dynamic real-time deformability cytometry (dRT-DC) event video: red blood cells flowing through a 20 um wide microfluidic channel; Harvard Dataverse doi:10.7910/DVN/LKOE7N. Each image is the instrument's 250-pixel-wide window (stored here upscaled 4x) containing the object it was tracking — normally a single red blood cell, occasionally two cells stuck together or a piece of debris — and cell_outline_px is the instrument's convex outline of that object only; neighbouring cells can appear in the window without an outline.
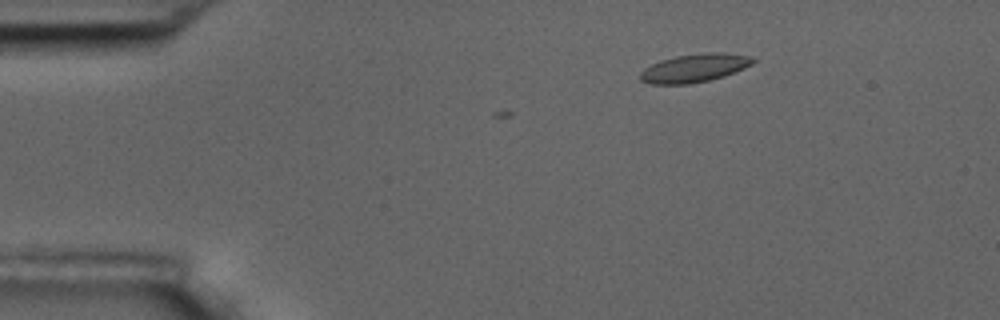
{"species": "common noctule bat (a hibernating species)", "species_latin": "Nyctalus noctula", "temperature_condition": "room temperature", "stored_images_in_passage": 4, "camera_frame_rate_fps": 3000, "um_per_image_px": 0.085, "animal": {"sex": "male", "body_mass_g": 17.5, "forearm_length_mm": 52.3}, "frame": {"image": 1, "passage_image": 2, "time_ms": 1.0, "image_size_px": [1000, 320], "cell_outline_px": [[756, 60], [752, 64], [744, 68], [724, 76], [708, 80], [688, 84], [652, 84], [640, 80], [640, 72], [644, 68], [660, 60], [676, 56], [704, 52], [724, 52], [752, 56]], "centroid_in_image_um": [59.04, 5.77], "position_along_channel_um": 26.0, "area_um2": 18.67}}